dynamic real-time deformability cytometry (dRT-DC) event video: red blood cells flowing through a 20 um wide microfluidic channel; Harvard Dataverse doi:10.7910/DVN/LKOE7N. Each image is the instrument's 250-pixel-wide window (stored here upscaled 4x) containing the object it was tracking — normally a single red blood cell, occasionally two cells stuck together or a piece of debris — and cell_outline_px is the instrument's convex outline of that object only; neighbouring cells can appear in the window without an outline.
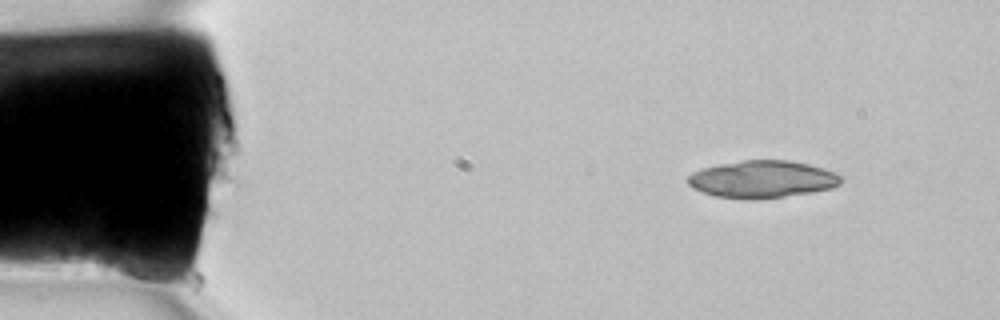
{"species": "common noctule bat (a hibernating species)", "species_latin": "Nyctalus noctula", "temperature_condition": "room temperature", "stored_images_in_passage": 3, "camera_frame_rate_fps": 3000, "um_per_image_px": 0.085, "animal": {"sex": "female", "body_mass_g": 22.7, "forearm_length_mm": 54.2}, "frame": {"image": 1, "passage_image": 1, "time_ms": 0.0, "image_size_px": [1000, 320], "cell_outline_px": [[164, 276], [160, 288], [104, 272], [96, 268], [96, 244], [144, 256]], "centroid_in_image_um": [10.85, 22.61], "position_along_channel_um": 74.1, "area_um2": 11.91}}